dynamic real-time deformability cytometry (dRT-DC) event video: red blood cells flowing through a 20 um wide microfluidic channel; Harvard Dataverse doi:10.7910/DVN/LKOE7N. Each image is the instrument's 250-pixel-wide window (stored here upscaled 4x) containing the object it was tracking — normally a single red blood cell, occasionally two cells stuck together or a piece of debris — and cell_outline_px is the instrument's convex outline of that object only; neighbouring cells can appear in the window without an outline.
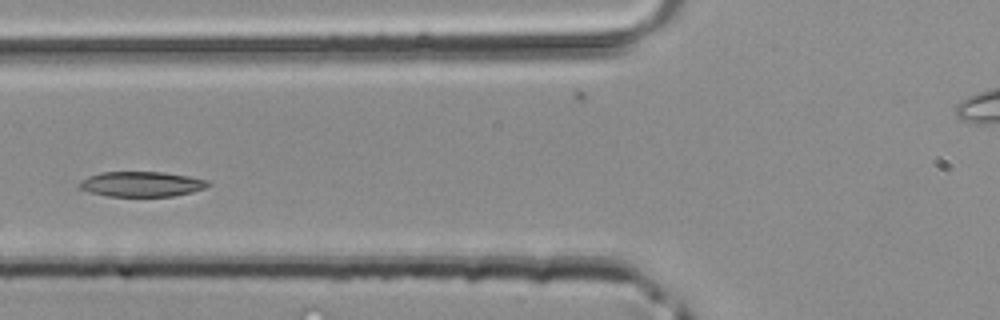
{"species": "common noctule bat (a hibernating species)", "species_latin": "Nyctalus noctula", "temperature_condition": "room temperature", "stored_images_in_passage": 3, "camera_frame_rate_fps": 3000, "um_per_image_px": 0.085, "animal": {"sex": "male", "body_mass_g": 20.4}, "frame": {"image": 1, "passage_image": 3, "time_ms": 0.667, "image_size_px": [1000, 320], "cell_outline_px": [[212, 184], [204, 188], [192, 192], [172, 196], [108, 196], [88, 192], [80, 188], [76, 184], [80, 180], [88, 176], [100, 172], [164, 172], [188, 176], [208, 180]], "centroid_in_image_um": [12.0, 15.64], "position_along_channel_um": 113.8, "area_um2": 18.96}}